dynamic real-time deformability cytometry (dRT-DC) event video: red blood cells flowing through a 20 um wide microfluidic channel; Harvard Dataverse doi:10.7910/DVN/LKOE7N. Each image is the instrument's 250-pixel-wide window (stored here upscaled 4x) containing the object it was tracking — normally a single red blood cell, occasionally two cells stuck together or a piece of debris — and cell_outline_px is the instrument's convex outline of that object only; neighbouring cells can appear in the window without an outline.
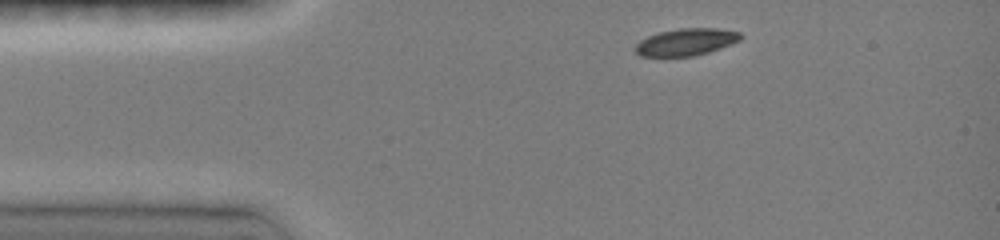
{"species": "common noctule bat (a hibernating species)", "species_latin": "Nyctalus noctula", "temperature_condition": "room temperature", "stored_images_in_passage": 14, "camera_frame_rate_fps": 3000, "um_per_image_px": 0.085, "animal": {"sex": "female", "body_mass_g": 19.0, "forearm_length_mm": 51.5}, "frame": {"image": 1, "passage_image": 1, "time_ms": 0.0, "image_size_px": [1000, 240], "cell_outline_px": [[744, 36], [740, 40], [732, 44], [708, 52], [692, 56], [640, 56], [636, 52], [636, 44], [640, 40], [648, 36], [660, 32], [680, 28], [716, 28], [740, 32]], "centroid_in_image_um": [58.35, 3.56], "position_along_channel_um": 26.7, "area_um2": 16.53}}
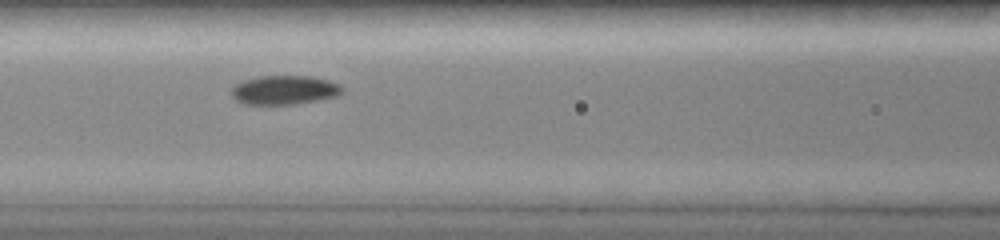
{"frame": {"image": 2, "passage_image": 11, "time_ms": 4.0, "image_size_px": [1000, 240], "cell_outline_px": [[344, 92], [336, 96], [296, 104], [244, 104], [236, 100], [232, 96], [232, 88], [236, 84], [244, 80], [260, 76], [312, 76], [328, 80], [340, 84], [344, 88]], "centroid_in_image_um": [24.2, 7.64], "position_along_channel_um": 142.4, "area_um2": 18.73}}
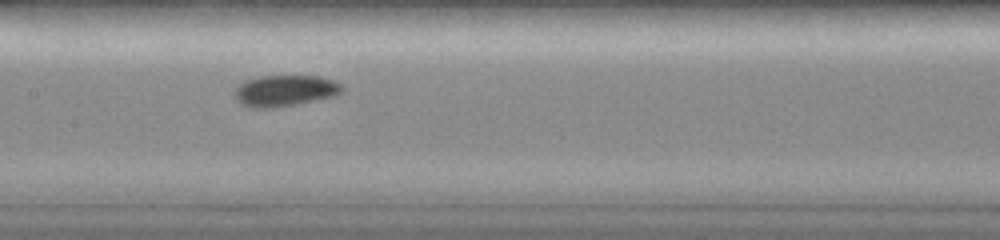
{"frame": {"image": 3, "passage_image": 12, "time_ms": 5.0, "image_size_px": [1000, 240], "cell_outline_px": [[344, 88], [336, 96], [292, 104], [268, 108], [252, 108], [240, 104], [236, 100], [236, 88], [244, 80], [260, 76], [320, 76], [332, 80], [340, 84]], "centroid_in_image_um": [24.2, 7.7], "position_along_channel_um": 183.2, "area_um2": 19.31}}